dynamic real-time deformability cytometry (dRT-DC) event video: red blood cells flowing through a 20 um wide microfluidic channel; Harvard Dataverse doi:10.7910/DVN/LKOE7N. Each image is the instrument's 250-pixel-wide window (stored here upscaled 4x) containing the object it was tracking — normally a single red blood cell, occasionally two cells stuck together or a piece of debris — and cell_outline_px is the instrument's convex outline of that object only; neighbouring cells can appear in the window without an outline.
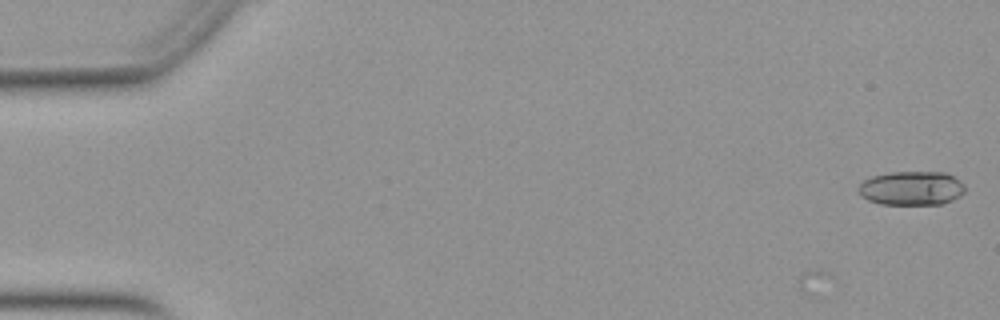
{"species": "Egyptian fruit bat (a non-hibernating species)", "species_latin": "Rousettus aegyptiacus", "temperature_condition": "warm", "stored_images_in_passage": 3, "camera_frame_rate_fps": 3000, "um_per_image_px": 0.085, "animal": {"sex": "female"}, "frame": {"image": 1, "passage_image": 3, "time_ms": 0.667, "image_size_px": [1000, 320], "cell_outline_px": [[964, 192], [960, 196], [952, 200], [940, 204], [880, 204], [868, 200], [860, 196], [856, 188], [864, 180], [872, 176], [888, 172], [944, 172], [960, 180], [964, 184]], "centroid_in_image_um": [77.45, 15.99], "position_along_channel_um": 7.6, "area_um2": 21.27}}